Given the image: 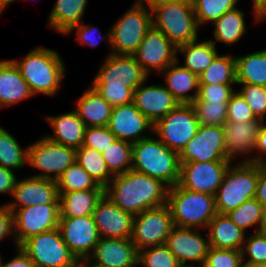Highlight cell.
Segmentation results:
<instances>
[{"label":"cell","instance_id":"11","mask_svg":"<svg viewBox=\"0 0 266 267\" xmlns=\"http://www.w3.org/2000/svg\"><path fill=\"white\" fill-rule=\"evenodd\" d=\"M198 127L192 105L179 104L153 125V135L167 148L180 153L196 135Z\"/></svg>","mask_w":266,"mask_h":267},{"label":"cell","instance_id":"57","mask_svg":"<svg viewBox=\"0 0 266 267\" xmlns=\"http://www.w3.org/2000/svg\"><path fill=\"white\" fill-rule=\"evenodd\" d=\"M262 205V218L260 222L259 231L266 233V203Z\"/></svg>","mask_w":266,"mask_h":267},{"label":"cell","instance_id":"6","mask_svg":"<svg viewBox=\"0 0 266 267\" xmlns=\"http://www.w3.org/2000/svg\"><path fill=\"white\" fill-rule=\"evenodd\" d=\"M149 5L152 26L164 33L176 47L199 39L193 4L155 0Z\"/></svg>","mask_w":266,"mask_h":267},{"label":"cell","instance_id":"46","mask_svg":"<svg viewBox=\"0 0 266 267\" xmlns=\"http://www.w3.org/2000/svg\"><path fill=\"white\" fill-rule=\"evenodd\" d=\"M82 21L79 24H76L75 26H72L65 34L64 36L70 35L73 32H76V40H79V44L87 45L90 47H97L100 42L103 40L109 44L108 46H111V37H110V29L105 33L104 36L102 34V31L99 30L97 26H93L92 24H85ZM97 32L99 35H97Z\"/></svg>","mask_w":266,"mask_h":267},{"label":"cell","instance_id":"32","mask_svg":"<svg viewBox=\"0 0 266 267\" xmlns=\"http://www.w3.org/2000/svg\"><path fill=\"white\" fill-rule=\"evenodd\" d=\"M244 10L239 7L226 12L213 25V36L210 41L216 46V42L225 43L228 47L238 43L248 32L246 28Z\"/></svg>","mask_w":266,"mask_h":267},{"label":"cell","instance_id":"63","mask_svg":"<svg viewBox=\"0 0 266 267\" xmlns=\"http://www.w3.org/2000/svg\"><path fill=\"white\" fill-rule=\"evenodd\" d=\"M181 267H202V265H186V266H181Z\"/></svg>","mask_w":266,"mask_h":267},{"label":"cell","instance_id":"14","mask_svg":"<svg viewBox=\"0 0 266 267\" xmlns=\"http://www.w3.org/2000/svg\"><path fill=\"white\" fill-rule=\"evenodd\" d=\"M177 47L164 33L151 26L144 35L136 52L132 55L150 76L154 71L161 73L178 59Z\"/></svg>","mask_w":266,"mask_h":267},{"label":"cell","instance_id":"28","mask_svg":"<svg viewBox=\"0 0 266 267\" xmlns=\"http://www.w3.org/2000/svg\"><path fill=\"white\" fill-rule=\"evenodd\" d=\"M207 235L210 247L217 249L242 250L246 233L227 214L217 213L208 223Z\"/></svg>","mask_w":266,"mask_h":267},{"label":"cell","instance_id":"47","mask_svg":"<svg viewBox=\"0 0 266 267\" xmlns=\"http://www.w3.org/2000/svg\"><path fill=\"white\" fill-rule=\"evenodd\" d=\"M202 267H244L242 251L210 247Z\"/></svg>","mask_w":266,"mask_h":267},{"label":"cell","instance_id":"21","mask_svg":"<svg viewBox=\"0 0 266 267\" xmlns=\"http://www.w3.org/2000/svg\"><path fill=\"white\" fill-rule=\"evenodd\" d=\"M87 261L99 267H138V250L131 238L100 237Z\"/></svg>","mask_w":266,"mask_h":267},{"label":"cell","instance_id":"60","mask_svg":"<svg viewBox=\"0 0 266 267\" xmlns=\"http://www.w3.org/2000/svg\"><path fill=\"white\" fill-rule=\"evenodd\" d=\"M79 267H99L95 265H91L87 260L79 262Z\"/></svg>","mask_w":266,"mask_h":267},{"label":"cell","instance_id":"7","mask_svg":"<svg viewBox=\"0 0 266 267\" xmlns=\"http://www.w3.org/2000/svg\"><path fill=\"white\" fill-rule=\"evenodd\" d=\"M259 178V163L230 164L215 194L216 211L228 214L244 201L254 198Z\"/></svg>","mask_w":266,"mask_h":267},{"label":"cell","instance_id":"9","mask_svg":"<svg viewBox=\"0 0 266 267\" xmlns=\"http://www.w3.org/2000/svg\"><path fill=\"white\" fill-rule=\"evenodd\" d=\"M76 162V149L53 142L46 136L28 145V166L40 170L32 176L57 180Z\"/></svg>","mask_w":266,"mask_h":267},{"label":"cell","instance_id":"39","mask_svg":"<svg viewBox=\"0 0 266 267\" xmlns=\"http://www.w3.org/2000/svg\"><path fill=\"white\" fill-rule=\"evenodd\" d=\"M101 153L114 176L132 169V143L117 139Z\"/></svg>","mask_w":266,"mask_h":267},{"label":"cell","instance_id":"41","mask_svg":"<svg viewBox=\"0 0 266 267\" xmlns=\"http://www.w3.org/2000/svg\"><path fill=\"white\" fill-rule=\"evenodd\" d=\"M227 215L244 232L251 227H254V232H258L262 218V205L252 198L244 201Z\"/></svg>","mask_w":266,"mask_h":267},{"label":"cell","instance_id":"56","mask_svg":"<svg viewBox=\"0 0 266 267\" xmlns=\"http://www.w3.org/2000/svg\"><path fill=\"white\" fill-rule=\"evenodd\" d=\"M252 5L253 13H250L255 17L254 22H256V24L259 22L261 23L262 18L266 15V0H252Z\"/></svg>","mask_w":266,"mask_h":267},{"label":"cell","instance_id":"59","mask_svg":"<svg viewBox=\"0 0 266 267\" xmlns=\"http://www.w3.org/2000/svg\"><path fill=\"white\" fill-rule=\"evenodd\" d=\"M167 2H177V3H186V4H193L194 0H164Z\"/></svg>","mask_w":266,"mask_h":267},{"label":"cell","instance_id":"38","mask_svg":"<svg viewBox=\"0 0 266 267\" xmlns=\"http://www.w3.org/2000/svg\"><path fill=\"white\" fill-rule=\"evenodd\" d=\"M58 192L105 190L77 162L70 165L56 180Z\"/></svg>","mask_w":266,"mask_h":267},{"label":"cell","instance_id":"54","mask_svg":"<svg viewBox=\"0 0 266 267\" xmlns=\"http://www.w3.org/2000/svg\"><path fill=\"white\" fill-rule=\"evenodd\" d=\"M16 256L12 257L6 263L0 255V267H36L35 263L23 252L20 247H15ZM1 254V253H0Z\"/></svg>","mask_w":266,"mask_h":267},{"label":"cell","instance_id":"10","mask_svg":"<svg viewBox=\"0 0 266 267\" xmlns=\"http://www.w3.org/2000/svg\"><path fill=\"white\" fill-rule=\"evenodd\" d=\"M36 267H79L59 228L26 239L20 246Z\"/></svg>","mask_w":266,"mask_h":267},{"label":"cell","instance_id":"37","mask_svg":"<svg viewBox=\"0 0 266 267\" xmlns=\"http://www.w3.org/2000/svg\"><path fill=\"white\" fill-rule=\"evenodd\" d=\"M28 165V146H20L17 139L3 127L0 128V166L19 170Z\"/></svg>","mask_w":266,"mask_h":267},{"label":"cell","instance_id":"42","mask_svg":"<svg viewBox=\"0 0 266 267\" xmlns=\"http://www.w3.org/2000/svg\"><path fill=\"white\" fill-rule=\"evenodd\" d=\"M181 267L165 245L151 246L138 251V267Z\"/></svg>","mask_w":266,"mask_h":267},{"label":"cell","instance_id":"52","mask_svg":"<svg viewBox=\"0 0 266 267\" xmlns=\"http://www.w3.org/2000/svg\"><path fill=\"white\" fill-rule=\"evenodd\" d=\"M253 155V163H266V122L262 120ZM256 154V155H255Z\"/></svg>","mask_w":266,"mask_h":267},{"label":"cell","instance_id":"61","mask_svg":"<svg viewBox=\"0 0 266 267\" xmlns=\"http://www.w3.org/2000/svg\"><path fill=\"white\" fill-rule=\"evenodd\" d=\"M155 0H136L134 3L139 4H150L151 2H154Z\"/></svg>","mask_w":266,"mask_h":267},{"label":"cell","instance_id":"49","mask_svg":"<svg viewBox=\"0 0 266 267\" xmlns=\"http://www.w3.org/2000/svg\"><path fill=\"white\" fill-rule=\"evenodd\" d=\"M235 91L234 85H199L198 96L193 102L228 103Z\"/></svg>","mask_w":266,"mask_h":267},{"label":"cell","instance_id":"33","mask_svg":"<svg viewBox=\"0 0 266 267\" xmlns=\"http://www.w3.org/2000/svg\"><path fill=\"white\" fill-rule=\"evenodd\" d=\"M177 53L184 56V68L200 76L219 54L216 46L210 41L198 39L177 47Z\"/></svg>","mask_w":266,"mask_h":267},{"label":"cell","instance_id":"22","mask_svg":"<svg viewBox=\"0 0 266 267\" xmlns=\"http://www.w3.org/2000/svg\"><path fill=\"white\" fill-rule=\"evenodd\" d=\"M261 122L262 119L258 118L243 123L227 122L222 126L228 160L234 162L240 156L242 162H253Z\"/></svg>","mask_w":266,"mask_h":267},{"label":"cell","instance_id":"8","mask_svg":"<svg viewBox=\"0 0 266 267\" xmlns=\"http://www.w3.org/2000/svg\"><path fill=\"white\" fill-rule=\"evenodd\" d=\"M151 26L150 5L133 3L115 24L110 26V54L132 56Z\"/></svg>","mask_w":266,"mask_h":267},{"label":"cell","instance_id":"24","mask_svg":"<svg viewBox=\"0 0 266 267\" xmlns=\"http://www.w3.org/2000/svg\"><path fill=\"white\" fill-rule=\"evenodd\" d=\"M145 83L143 82L133 91V103L154 125L158 120L168 115L179 103L164 85H146Z\"/></svg>","mask_w":266,"mask_h":267},{"label":"cell","instance_id":"3","mask_svg":"<svg viewBox=\"0 0 266 267\" xmlns=\"http://www.w3.org/2000/svg\"><path fill=\"white\" fill-rule=\"evenodd\" d=\"M35 96L58 94L66 76V67L59 52L50 48L34 47L21 60L11 59Z\"/></svg>","mask_w":266,"mask_h":267},{"label":"cell","instance_id":"55","mask_svg":"<svg viewBox=\"0 0 266 267\" xmlns=\"http://www.w3.org/2000/svg\"><path fill=\"white\" fill-rule=\"evenodd\" d=\"M254 198L260 203H266V163H259V178Z\"/></svg>","mask_w":266,"mask_h":267},{"label":"cell","instance_id":"43","mask_svg":"<svg viewBox=\"0 0 266 267\" xmlns=\"http://www.w3.org/2000/svg\"><path fill=\"white\" fill-rule=\"evenodd\" d=\"M199 125H210L222 127L227 123L228 103H191Z\"/></svg>","mask_w":266,"mask_h":267},{"label":"cell","instance_id":"13","mask_svg":"<svg viewBox=\"0 0 266 267\" xmlns=\"http://www.w3.org/2000/svg\"><path fill=\"white\" fill-rule=\"evenodd\" d=\"M174 227L171 211L167 204L147 209L135 215L131 240L138 251L151 246L165 245L166 239Z\"/></svg>","mask_w":266,"mask_h":267},{"label":"cell","instance_id":"64","mask_svg":"<svg viewBox=\"0 0 266 267\" xmlns=\"http://www.w3.org/2000/svg\"><path fill=\"white\" fill-rule=\"evenodd\" d=\"M266 20V15L262 18V21Z\"/></svg>","mask_w":266,"mask_h":267},{"label":"cell","instance_id":"19","mask_svg":"<svg viewBox=\"0 0 266 267\" xmlns=\"http://www.w3.org/2000/svg\"><path fill=\"white\" fill-rule=\"evenodd\" d=\"M9 209L25 208L31 205L59 203V193L55 180L36 176H25L16 180Z\"/></svg>","mask_w":266,"mask_h":267},{"label":"cell","instance_id":"27","mask_svg":"<svg viewBox=\"0 0 266 267\" xmlns=\"http://www.w3.org/2000/svg\"><path fill=\"white\" fill-rule=\"evenodd\" d=\"M179 60L177 59L160 74L164 76L163 85L179 104H191L198 96L199 76L184 68Z\"/></svg>","mask_w":266,"mask_h":267},{"label":"cell","instance_id":"34","mask_svg":"<svg viewBox=\"0 0 266 267\" xmlns=\"http://www.w3.org/2000/svg\"><path fill=\"white\" fill-rule=\"evenodd\" d=\"M235 58L237 84L266 87V48Z\"/></svg>","mask_w":266,"mask_h":267},{"label":"cell","instance_id":"36","mask_svg":"<svg viewBox=\"0 0 266 267\" xmlns=\"http://www.w3.org/2000/svg\"><path fill=\"white\" fill-rule=\"evenodd\" d=\"M76 162L88 172L98 185L106 187L114 175L108 170L102 153L85 146L76 149Z\"/></svg>","mask_w":266,"mask_h":267},{"label":"cell","instance_id":"58","mask_svg":"<svg viewBox=\"0 0 266 267\" xmlns=\"http://www.w3.org/2000/svg\"><path fill=\"white\" fill-rule=\"evenodd\" d=\"M14 1L16 0H0V15L3 14L4 10Z\"/></svg>","mask_w":266,"mask_h":267},{"label":"cell","instance_id":"2","mask_svg":"<svg viewBox=\"0 0 266 267\" xmlns=\"http://www.w3.org/2000/svg\"><path fill=\"white\" fill-rule=\"evenodd\" d=\"M168 188L161 180L130 169L113 177L105 187V195L122 210L135 216L167 204Z\"/></svg>","mask_w":266,"mask_h":267},{"label":"cell","instance_id":"15","mask_svg":"<svg viewBox=\"0 0 266 267\" xmlns=\"http://www.w3.org/2000/svg\"><path fill=\"white\" fill-rule=\"evenodd\" d=\"M232 161H208L180 163L178 184L193 192L215 196Z\"/></svg>","mask_w":266,"mask_h":267},{"label":"cell","instance_id":"45","mask_svg":"<svg viewBox=\"0 0 266 267\" xmlns=\"http://www.w3.org/2000/svg\"><path fill=\"white\" fill-rule=\"evenodd\" d=\"M240 89L237 91L252 109L254 115L266 120V87L252 84H237Z\"/></svg>","mask_w":266,"mask_h":267},{"label":"cell","instance_id":"17","mask_svg":"<svg viewBox=\"0 0 266 267\" xmlns=\"http://www.w3.org/2000/svg\"><path fill=\"white\" fill-rule=\"evenodd\" d=\"M230 161L226 157L225 137L220 126L199 125L196 135L179 153V162Z\"/></svg>","mask_w":266,"mask_h":267},{"label":"cell","instance_id":"48","mask_svg":"<svg viewBox=\"0 0 266 267\" xmlns=\"http://www.w3.org/2000/svg\"><path fill=\"white\" fill-rule=\"evenodd\" d=\"M116 140L107 126L86 127L82 146L102 152Z\"/></svg>","mask_w":266,"mask_h":267},{"label":"cell","instance_id":"4","mask_svg":"<svg viewBox=\"0 0 266 267\" xmlns=\"http://www.w3.org/2000/svg\"><path fill=\"white\" fill-rule=\"evenodd\" d=\"M132 169L172 187L179 182V153L150 135L132 144Z\"/></svg>","mask_w":266,"mask_h":267},{"label":"cell","instance_id":"50","mask_svg":"<svg viewBox=\"0 0 266 267\" xmlns=\"http://www.w3.org/2000/svg\"><path fill=\"white\" fill-rule=\"evenodd\" d=\"M257 119L252 109L236 90L227 105V122L243 123Z\"/></svg>","mask_w":266,"mask_h":267},{"label":"cell","instance_id":"29","mask_svg":"<svg viewBox=\"0 0 266 267\" xmlns=\"http://www.w3.org/2000/svg\"><path fill=\"white\" fill-rule=\"evenodd\" d=\"M75 103L74 110L87 127L108 126L113 107L91 85Z\"/></svg>","mask_w":266,"mask_h":267},{"label":"cell","instance_id":"51","mask_svg":"<svg viewBox=\"0 0 266 267\" xmlns=\"http://www.w3.org/2000/svg\"><path fill=\"white\" fill-rule=\"evenodd\" d=\"M13 239V213L6 204L0 206V242L7 237Z\"/></svg>","mask_w":266,"mask_h":267},{"label":"cell","instance_id":"35","mask_svg":"<svg viewBox=\"0 0 266 267\" xmlns=\"http://www.w3.org/2000/svg\"><path fill=\"white\" fill-rule=\"evenodd\" d=\"M236 58L231 54H218L212 64L199 76V85H237Z\"/></svg>","mask_w":266,"mask_h":267},{"label":"cell","instance_id":"44","mask_svg":"<svg viewBox=\"0 0 266 267\" xmlns=\"http://www.w3.org/2000/svg\"><path fill=\"white\" fill-rule=\"evenodd\" d=\"M246 236L242 247V262L244 267L266 262V233L252 232Z\"/></svg>","mask_w":266,"mask_h":267},{"label":"cell","instance_id":"53","mask_svg":"<svg viewBox=\"0 0 266 267\" xmlns=\"http://www.w3.org/2000/svg\"><path fill=\"white\" fill-rule=\"evenodd\" d=\"M15 171L0 166V194L12 196L17 176Z\"/></svg>","mask_w":266,"mask_h":267},{"label":"cell","instance_id":"40","mask_svg":"<svg viewBox=\"0 0 266 267\" xmlns=\"http://www.w3.org/2000/svg\"><path fill=\"white\" fill-rule=\"evenodd\" d=\"M239 0H194L193 9L196 22L202 25L214 23L223 14L238 7Z\"/></svg>","mask_w":266,"mask_h":267},{"label":"cell","instance_id":"62","mask_svg":"<svg viewBox=\"0 0 266 267\" xmlns=\"http://www.w3.org/2000/svg\"><path fill=\"white\" fill-rule=\"evenodd\" d=\"M249 267H266V262L260 263V264H257V265H252V266H249Z\"/></svg>","mask_w":266,"mask_h":267},{"label":"cell","instance_id":"18","mask_svg":"<svg viewBox=\"0 0 266 267\" xmlns=\"http://www.w3.org/2000/svg\"><path fill=\"white\" fill-rule=\"evenodd\" d=\"M165 246L181 266L203 265L210 248L207 233L202 235L198 229L176 226L168 235Z\"/></svg>","mask_w":266,"mask_h":267},{"label":"cell","instance_id":"23","mask_svg":"<svg viewBox=\"0 0 266 267\" xmlns=\"http://www.w3.org/2000/svg\"><path fill=\"white\" fill-rule=\"evenodd\" d=\"M92 216L100 237L131 238L135 216L115 205L106 195L97 204Z\"/></svg>","mask_w":266,"mask_h":267},{"label":"cell","instance_id":"12","mask_svg":"<svg viewBox=\"0 0 266 267\" xmlns=\"http://www.w3.org/2000/svg\"><path fill=\"white\" fill-rule=\"evenodd\" d=\"M9 210L13 213V241L16 247L32 236L54 230L59 226V203Z\"/></svg>","mask_w":266,"mask_h":267},{"label":"cell","instance_id":"26","mask_svg":"<svg viewBox=\"0 0 266 267\" xmlns=\"http://www.w3.org/2000/svg\"><path fill=\"white\" fill-rule=\"evenodd\" d=\"M34 96L11 59L0 60V108L11 107Z\"/></svg>","mask_w":266,"mask_h":267},{"label":"cell","instance_id":"20","mask_svg":"<svg viewBox=\"0 0 266 267\" xmlns=\"http://www.w3.org/2000/svg\"><path fill=\"white\" fill-rule=\"evenodd\" d=\"M107 127L117 139L132 144L153 133V124L136 108L133 102L114 106ZM146 130L151 133L148 135L145 133Z\"/></svg>","mask_w":266,"mask_h":267},{"label":"cell","instance_id":"30","mask_svg":"<svg viewBox=\"0 0 266 267\" xmlns=\"http://www.w3.org/2000/svg\"><path fill=\"white\" fill-rule=\"evenodd\" d=\"M59 193L60 217H83L92 215L105 195V190H79Z\"/></svg>","mask_w":266,"mask_h":267},{"label":"cell","instance_id":"25","mask_svg":"<svg viewBox=\"0 0 266 267\" xmlns=\"http://www.w3.org/2000/svg\"><path fill=\"white\" fill-rule=\"evenodd\" d=\"M45 120L51 125L53 133L44 136L51 141L74 149H78L83 145L87 126L74 109L55 116H45Z\"/></svg>","mask_w":266,"mask_h":267},{"label":"cell","instance_id":"5","mask_svg":"<svg viewBox=\"0 0 266 267\" xmlns=\"http://www.w3.org/2000/svg\"><path fill=\"white\" fill-rule=\"evenodd\" d=\"M167 205L174 225L204 231L217 214L215 196L193 192L176 184L168 188Z\"/></svg>","mask_w":266,"mask_h":267},{"label":"cell","instance_id":"31","mask_svg":"<svg viewBox=\"0 0 266 267\" xmlns=\"http://www.w3.org/2000/svg\"><path fill=\"white\" fill-rule=\"evenodd\" d=\"M88 0H56L47 19V26L64 35L83 21Z\"/></svg>","mask_w":266,"mask_h":267},{"label":"cell","instance_id":"1","mask_svg":"<svg viewBox=\"0 0 266 267\" xmlns=\"http://www.w3.org/2000/svg\"><path fill=\"white\" fill-rule=\"evenodd\" d=\"M90 85L112 107L133 102V91L149 75L133 56L108 53Z\"/></svg>","mask_w":266,"mask_h":267},{"label":"cell","instance_id":"16","mask_svg":"<svg viewBox=\"0 0 266 267\" xmlns=\"http://www.w3.org/2000/svg\"><path fill=\"white\" fill-rule=\"evenodd\" d=\"M63 241L78 262L87 260L100 239L92 215L60 217L58 226Z\"/></svg>","mask_w":266,"mask_h":267}]
</instances>
